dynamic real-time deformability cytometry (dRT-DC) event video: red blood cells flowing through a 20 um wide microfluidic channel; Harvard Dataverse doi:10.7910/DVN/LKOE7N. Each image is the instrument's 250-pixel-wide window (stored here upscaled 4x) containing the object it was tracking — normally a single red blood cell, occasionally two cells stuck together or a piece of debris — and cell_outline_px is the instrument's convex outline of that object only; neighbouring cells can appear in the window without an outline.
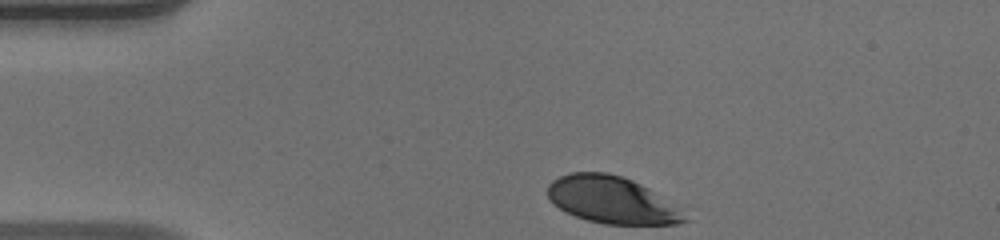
{"species": "human", "species_latin": "Homo sapiens", "temperature_condition": "warm", "stored_images_in_passage": 32, "camera_frame_rate_fps": 3000, "um_per_image_px": 0.085, "donor": {"sex": "male"}, "frame": {"image": 1, "passage_image": 1, "time_ms": 0.0, "image_size_px": [1000, 240], "cell_outline_px": [[692, 220], [676, 224], [604, 224], [588, 220], [564, 212], [548, 196], [548, 184], [552, 180], [560, 176], [572, 172], [608, 172], [632, 180], [648, 188]], "centroid_in_image_um": [51.96, 17.0], "position_along_channel_um": 33.0, "area_um2": 36.88}}
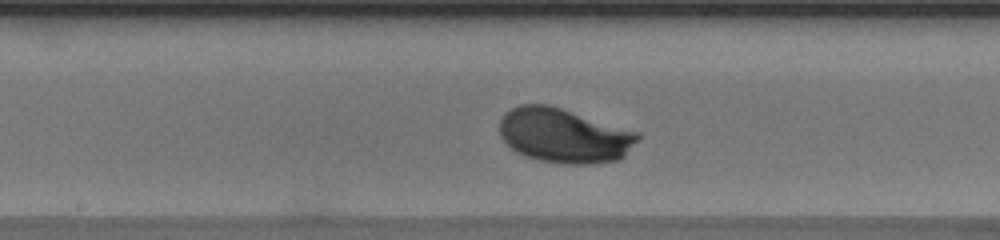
{"frame": {"image": 2, "passage_image": 17, "time_ms": 5.333, "image_size_px": [1000, 240], "cell_outline_px": [[640, 136], [624, 156], [620, 160], [588, 164], [564, 164], [540, 160], [524, 156], [516, 152], [500, 136], [500, 120], [504, 112], [520, 104], [548, 104], [640, 132]], "centroid_in_image_um": [47.94, 11.52], "position_along_channel_um": 200.3, "area_um2": 43.93}}
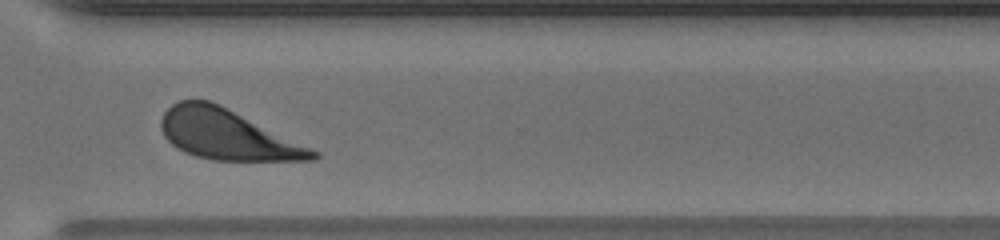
{"frame": {"image": 3, "passage_image": 28, "time_ms": 9.0, "image_size_px": [1000, 240], "cell_outline_px": [[320, 156], [316, 160], [212, 160], [196, 156], [184, 152], [176, 148], [164, 136], [160, 128], [160, 120], [164, 112], [172, 104], [180, 100], [208, 100], [220, 104], [312, 148], [320, 152]], "centroid_in_image_um": [19.3, 11.44], "position_along_channel_um": 351.3, "area_um2": 44.22}, "authors_computed_cell_mechanics": {"area_um2": 42.3096, "velocity_mm_per_s": 4.1147, "shape_relaxation_time_tau1_ms": 1.9043, "shape_relaxation_time_tau2_ms": null, "deformation_change_tau1": 0.1593, "deformation_change_tau2": null}}